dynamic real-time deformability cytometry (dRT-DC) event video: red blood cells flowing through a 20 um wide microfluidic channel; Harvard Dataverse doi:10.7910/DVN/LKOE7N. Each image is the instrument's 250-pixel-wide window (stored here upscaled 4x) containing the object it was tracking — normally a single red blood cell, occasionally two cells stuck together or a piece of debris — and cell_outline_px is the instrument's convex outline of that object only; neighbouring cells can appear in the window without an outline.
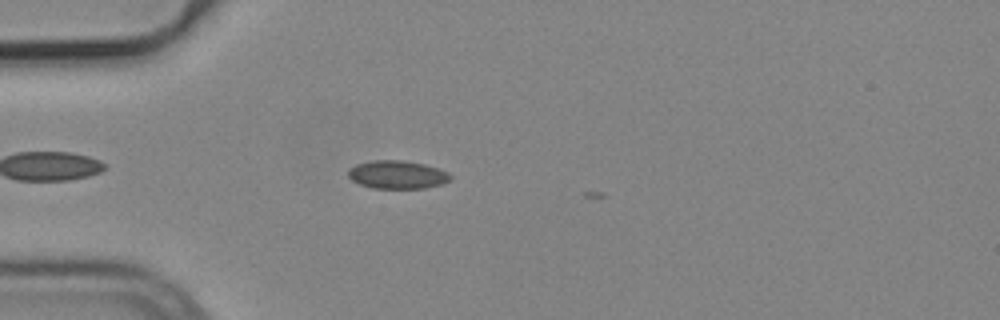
{"species": "common noctule bat (a hibernating species)", "species_latin": "Nyctalus noctula", "temperature_condition": "cold", "stored_images_in_passage": 3, "camera_frame_rate_fps": 3000, "um_per_image_px": 0.085, "animal": {"sex": "male", "body_mass_g": 19.2, "forearm_length_mm": 51.8}, "frame": {"image": 1, "passage_image": 2, "time_ms": 0.333, "image_size_px": [1000, 320], "cell_outline_px": [[452, 180], [440, 184], [424, 188], [372, 188], [360, 184], [352, 180], [348, 176], [348, 168], [356, 164], [372, 160], [400, 160], [424, 164], [448, 172], [452, 176]], "centroid_in_image_um": [33.75, 14.84], "position_along_channel_um": 51.2, "area_um2": 16.76}}